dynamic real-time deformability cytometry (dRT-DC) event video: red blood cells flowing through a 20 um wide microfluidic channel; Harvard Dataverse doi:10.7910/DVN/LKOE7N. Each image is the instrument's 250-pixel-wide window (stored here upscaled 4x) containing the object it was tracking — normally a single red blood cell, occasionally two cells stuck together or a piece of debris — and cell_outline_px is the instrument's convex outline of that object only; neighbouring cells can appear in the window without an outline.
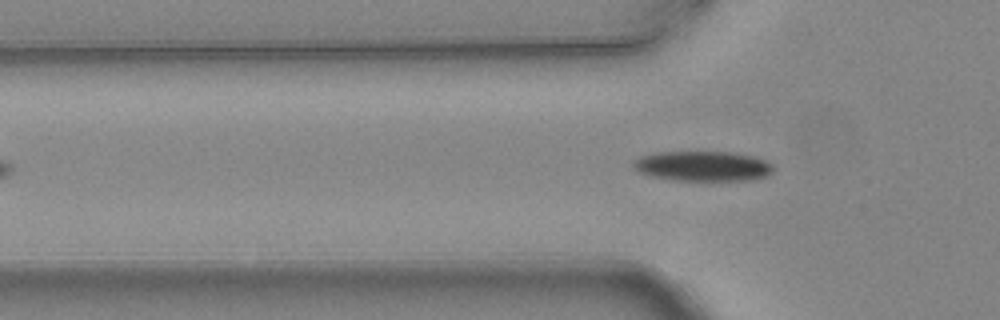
{"species": "common noctule bat (a hibernating species)", "species_latin": "Nyctalus noctula", "temperature_condition": "warm", "stored_images_in_passage": 3, "segment_of_instrument_passage": [2, 2], "camera_frame_rate_fps": 3000, "um_per_image_px": 0.085, "animal": {"sex": "female", "body_mass_g": 24.6, "forearm_length_mm": 56.2}, "frame": {"image": 1, "passage_image": 3, "time_ms": 0.667, "image_size_px": [1000, 320], "cell_outline_px": [[776, 168], [768, 176], [752, 180], [672, 180], [648, 176], [636, 172], [632, 168], [632, 164], [640, 156], [656, 152], [736, 152], [756, 156], [768, 160]], "centroid_in_image_um": [59.77, 14.12], "position_along_channel_um": 66.0, "area_um2": 25.09}}